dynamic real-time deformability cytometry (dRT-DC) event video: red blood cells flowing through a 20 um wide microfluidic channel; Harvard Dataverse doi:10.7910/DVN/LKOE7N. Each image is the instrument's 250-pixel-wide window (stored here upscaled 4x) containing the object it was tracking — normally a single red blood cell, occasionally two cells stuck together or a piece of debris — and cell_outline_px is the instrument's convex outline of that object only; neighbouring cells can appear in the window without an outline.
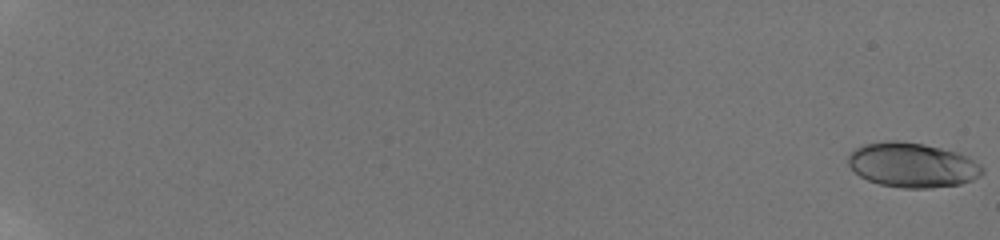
{"species": "human", "species_latin": "Homo sapiens", "temperature_condition": "room temperature", "stored_images_in_passage": 26, "camera_frame_rate_fps": 3000, "um_per_image_px": 0.085, "donor": {"sex": "male"}, "frame": {"image": 1, "passage_image": 1, "time_ms": 0.0, "image_size_px": [1000, 240], "cell_outline_px": [[984, 172], [980, 176], [972, 180], [960, 184], [928, 188], [904, 188], [880, 184], [868, 180], [860, 176], [848, 164], [848, 156], [856, 148], [864, 144], [888, 140], [900, 140], [924, 144], [960, 152], [968, 156], [980, 164], [984, 168]], "centroid_in_image_um": [77.58, 14.01], "position_along_channel_um": 7.4, "area_um2": 35.08}}
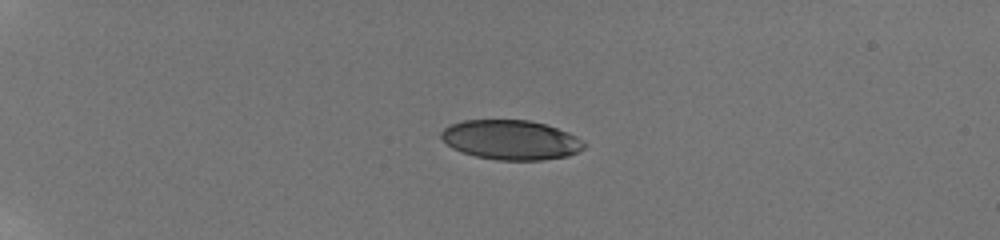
{"frame": {"image": 2, "passage_image": 13, "time_ms": 5.667, "image_size_px": [1000, 240], "cell_outline_px": [[588, 144], [584, 148], [568, 156], [544, 160], [496, 160], [476, 156], [460, 152], [452, 148], [440, 136], [440, 132], [444, 128], [452, 124], [464, 120], [528, 120], [544, 124], [568, 132], [584, 140]], "centroid_in_image_um": [43.44, 11.9], "position_along_channel_um": 41.6, "area_um2": 33.06}}
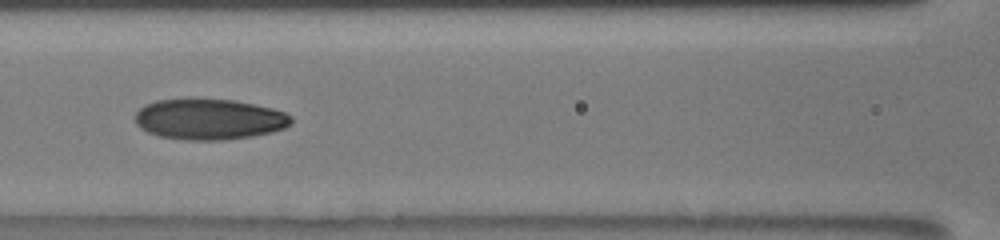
{"frame": {"image": 3, "passage_image": 25, "time_ms": 10.333, "image_size_px": [1000, 240], "cell_outline_px": [[292, 124], [284, 128], [272, 132], [252, 136], [224, 140], [188, 140], [160, 136], [148, 132], [140, 128], [136, 124], [136, 112], [144, 104], [156, 100], [236, 100], [272, 108], [284, 112], [292, 116]], "centroid_in_image_um": [17.81, 10.14], "position_along_channel_um": 148.8, "area_um2": 36.88}}